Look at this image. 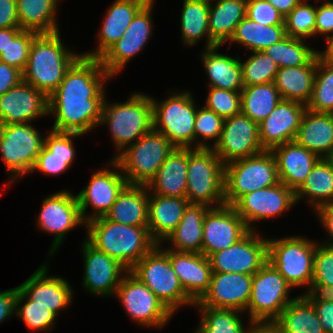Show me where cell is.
Instances as JSON below:
<instances>
[{"label":"cell","mask_w":333,"mask_h":333,"mask_svg":"<svg viewBox=\"0 0 333 333\" xmlns=\"http://www.w3.org/2000/svg\"><path fill=\"white\" fill-rule=\"evenodd\" d=\"M112 78L100 59L81 55L48 96V116L55 119L51 130L84 135L98 127L106 98L104 87Z\"/></svg>","instance_id":"obj_1"},{"label":"cell","mask_w":333,"mask_h":333,"mask_svg":"<svg viewBox=\"0 0 333 333\" xmlns=\"http://www.w3.org/2000/svg\"><path fill=\"white\" fill-rule=\"evenodd\" d=\"M85 229V240L91 246L113 257L127 270L157 245L148 227L128 226L108 220L105 216L89 220Z\"/></svg>","instance_id":"obj_2"},{"label":"cell","mask_w":333,"mask_h":333,"mask_svg":"<svg viewBox=\"0 0 333 333\" xmlns=\"http://www.w3.org/2000/svg\"><path fill=\"white\" fill-rule=\"evenodd\" d=\"M61 32L39 34L32 42L22 80L47 97L60 85L67 70L82 55L66 47Z\"/></svg>","instance_id":"obj_3"},{"label":"cell","mask_w":333,"mask_h":333,"mask_svg":"<svg viewBox=\"0 0 333 333\" xmlns=\"http://www.w3.org/2000/svg\"><path fill=\"white\" fill-rule=\"evenodd\" d=\"M130 95L120 103H111L106 97L103 104L98 127L105 125L109 128L113 147L116 148L112 159L153 128L151 96L142 92Z\"/></svg>","instance_id":"obj_4"},{"label":"cell","mask_w":333,"mask_h":333,"mask_svg":"<svg viewBox=\"0 0 333 333\" xmlns=\"http://www.w3.org/2000/svg\"><path fill=\"white\" fill-rule=\"evenodd\" d=\"M189 90L168 93L158 102L151 96L153 129L177 148H195L194 123L197 106Z\"/></svg>","instance_id":"obj_5"},{"label":"cell","mask_w":333,"mask_h":333,"mask_svg":"<svg viewBox=\"0 0 333 333\" xmlns=\"http://www.w3.org/2000/svg\"><path fill=\"white\" fill-rule=\"evenodd\" d=\"M225 164L212 148H189L186 198L190 204L225 203Z\"/></svg>","instance_id":"obj_6"},{"label":"cell","mask_w":333,"mask_h":333,"mask_svg":"<svg viewBox=\"0 0 333 333\" xmlns=\"http://www.w3.org/2000/svg\"><path fill=\"white\" fill-rule=\"evenodd\" d=\"M175 315L182 306L195 303L187 296L169 257L156 245L130 270Z\"/></svg>","instance_id":"obj_7"},{"label":"cell","mask_w":333,"mask_h":333,"mask_svg":"<svg viewBox=\"0 0 333 333\" xmlns=\"http://www.w3.org/2000/svg\"><path fill=\"white\" fill-rule=\"evenodd\" d=\"M295 235L267 238L268 262L284 277L293 289L310 288L313 278V258L316 241Z\"/></svg>","instance_id":"obj_8"},{"label":"cell","mask_w":333,"mask_h":333,"mask_svg":"<svg viewBox=\"0 0 333 333\" xmlns=\"http://www.w3.org/2000/svg\"><path fill=\"white\" fill-rule=\"evenodd\" d=\"M175 146L153 128L114 160L130 185H148Z\"/></svg>","instance_id":"obj_9"},{"label":"cell","mask_w":333,"mask_h":333,"mask_svg":"<svg viewBox=\"0 0 333 333\" xmlns=\"http://www.w3.org/2000/svg\"><path fill=\"white\" fill-rule=\"evenodd\" d=\"M45 146L43 136L32 123L0 125V154L6 172L10 174L8 184L31 173L37 156Z\"/></svg>","instance_id":"obj_10"},{"label":"cell","mask_w":333,"mask_h":333,"mask_svg":"<svg viewBox=\"0 0 333 333\" xmlns=\"http://www.w3.org/2000/svg\"><path fill=\"white\" fill-rule=\"evenodd\" d=\"M279 183L271 151L238 159L225 165V203L234 205L243 195Z\"/></svg>","instance_id":"obj_11"},{"label":"cell","mask_w":333,"mask_h":333,"mask_svg":"<svg viewBox=\"0 0 333 333\" xmlns=\"http://www.w3.org/2000/svg\"><path fill=\"white\" fill-rule=\"evenodd\" d=\"M293 287L266 262L252 275L251 297L245 313L249 322L275 321L297 296L290 298Z\"/></svg>","instance_id":"obj_12"},{"label":"cell","mask_w":333,"mask_h":333,"mask_svg":"<svg viewBox=\"0 0 333 333\" xmlns=\"http://www.w3.org/2000/svg\"><path fill=\"white\" fill-rule=\"evenodd\" d=\"M126 315L140 327L163 329L174 316L157 296L129 270L124 274L114 295Z\"/></svg>","instance_id":"obj_13"},{"label":"cell","mask_w":333,"mask_h":333,"mask_svg":"<svg viewBox=\"0 0 333 333\" xmlns=\"http://www.w3.org/2000/svg\"><path fill=\"white\" fill-rule=\"evenodd\" d=\"M41 210L37 218V228L46 234L53 235V241L48 250V256L59 251L60 246L66 240V235L81 225L85 227L78 198L69 190H58L52 195L43 198Z\"/></svg>","instance_id":"obj_14"},{"label":"cell","mask_w":333,"mask_h":333,"mask_svg":"<svg viewBox=\"0 0 333 333\" xmlns=\"http://www.w3.org/2000/svg\"><path fill=\"white\" fill-rule=\"evenodd\" d=\"M89 180L76 195L85 222L105 216L128 185L121 167L114 159H109L105 167L94 171ZM89 207L92 209L91 212L87 210Z\"/></svg>","instance_id":"obj_15"},{"label":"cell","mask_w":333,"mask_h":333,"mask_svg":"<svg viewBox=\"0 0 333 333\" xmlns=\"http://www.w3.org/2000/svg\"><path fill=\"white\" fill-rule=\"evenodd\" d=\"M267 238L249 230L234 245L209 257L212 271L253 275L268 261Z\"/></svg>","instance_id":"obj_16"},{"label":"cell","mask_w":333,"mask_h":333,"mask_svg":"<svg viewBox=\"0 0 333 333\" xmlns=\"http://www.w3.org/2000/svg\"><path fill=\"white\" fill-rule=\"evenodd\" d=\"M155 0H150L133 18L122 37L99 59L103 68L117 76L126 64L146 47L153 33L152 12Z\"/></svg>","instance_id":"obj_17"},{"label":"cell","mask_w":333,"mask_h":333,"mask_svg":"<svg viewBox=\"0 0 333 333\" xmlns=\"http://www.w3.org/2000/svg\"><path fill=\"white\" fill-rule=\"evenodd\" d=\"M295 205V192L279 182L276 185L243 195L233 207L248 229L256 230L253 223L286 214Z\"/></svg>","instance_id":"obj_18"},{"label":"cell","mask_w":333,"mask_h":333,"mask_svg":"<svg viewBox=\"0 0 333 333\" xmlns=\"http://www.w3.org/2000/svg\"><path fill=\"white\" fill-rule=\"evenodd\" d=\"M212 149L225 165L265 151L260 142L259 123L242 113L224 119L220 139Z\"/></svg>","instance_id":"obj_19"},{"label":"cell","mask_w":333,"mask_h":333,"mask_svg":"<svg viewBox=\"0 0 333 333\" xmlns=\"http://www.w3.org/2000/svg\"><path fill=\"white\" fill-rule=\"evenodd\" d=\"M248 227L232 205L210 207L204 216L202 254H212L234 245L247 232Z\"/></svg>","instance_id":"obj_20"},{"label":"cell","mask_w":333,"mask_h":333,"mask_svg":"<svg viewBox=\"0 0 333 333\" xmlns=\"http://www.w3.org/2000/svg\"><path fill=\"white\" fill-rule=\"evenodd\" d=\"M83 279L86 291L102 297L114 296L122 277L128 271L113 257L98 251L86 240L82 244Z\"/></svg>","instance_id":"obj_21"},{"label":"cell","mask_w":333,"mask_h":333,"mask_svg":"<svg viewBox=\"0 0 333 333\" xmlns=\"http://www.w3.org/2000/svg\"><path fill=\"white\" fill-rule=\"evenodd\" d=\"M48 116V97L24 80L0 96V125L31 123Z\"/></svg>","instance_id":"obj_22"},{"label":"cell","mask_w":333,"mask_h":333,"mask_svg":"<svg viewBox=\"0 0 333 333\" xmlns=\"http://www.w3.org/2000/svg\"><path fill=\"white\" fill-rule=\"evenodd\" d=\"M40 265L18 288L31 300L33 305H41L57 317L72 303L74 289L65 278L48 275V264Z\"/></svg>","instance_id":"obj_23"},{"label":"cell","mask_w":333,"mask_h":333,"mask_svg":"<svg viewBox=\"0 0 333 333\" xmlns=\"http://www.w3.org/2000/svg\"><path fill=\"white\" fill-rule=\"evenodd\" d=\"M251 286L252 275L213 272L207 292L193 307L234 309L245 314Z\"/></svg>","instance_id":"obj_24"},{"label":"cell","mask_w":333,"mask_h":333,"mask_svg":"<svg viewBox=\"0 0 333 333\" xmlns=\"http://www.w3.org/2000/svg\"><path fill=\"white\" fill-rule=\"evenodd\" d=\"M305 110L306 105L303 103L282 99L267 118L259 123L263 149L271 151L286 142L295 141Z\"/></svg>","instance_id":"obj_25"},{"label":"cell","mask_w":333,"mask_h":333,"mask_svg":"<svg viewBox=\"0 0 333 333\" xmlns=\"http://www.w3.org/2000/svg\"><path fill=\"white\" fill-rule=\"evenodd\" d=\"M168 257L187 296L198 302L207 292L213 274L208 257L196 252H177L157 245Z\"/></svg>","instance_id":"obj_26"},{"label":"cell","mask_w":333,"mask_h":333,"mask_svg":"<svg viewBox=\"0 0 333 333\" xmlns=\"http://www.w3.org/2000/svg\"><path fill=\"white\" fill-rule=\"evenodd\" d=\"M150 0H115L105 13L100 31L95 36L98 45L89 52L82 53L89 58H100L127 30L136 14Z\"/></svg>","instance_id":"obj_27"},{"label":"cell","mask_w":333,"mask_h":333,"mask_svg":"<svg viewBox=\"0 0 333 333\" xmlns=\"http://www.w3.org/2000/svg\"><path fill=\"white\" fill-rule=\"evenodd\" d=\"M271 152L276 160L279 182L294 192L303 184L313 167L321 159L296 141L279 145Z\"/></svg>","instance_id":"obj_28"},{"label":"cell","mask_w":333,"mask_h":333,"mask_svg":"<svg viewBox=\"0 0 333 333\" xmlns=\"http://www.w3.org/2000/svg\"><path fill=\"white\" fill-rule=\"evenodd\" d=\"M45 135V146L37 156L31 173L37 170L47 176L61 175L74 163L76 149L73 139L83 135L53 130Z\"/></svg>","instance_id":"obj_29"},{"label":"cell","mask_w":333,"mask_h":333,"mask_svg":"<svg viewBox=\"0 0 333 333\" xmlns=\"http://www.w3.org/2000/svg\"><path fill=\"white\" fill-rule=\"evenodd\" d=\"M189 204L187 198L165 197L149 192L148 232L157 245L162 244L178 226Z\"/></svg>","instance_id":"obj_30"},{"label":"cell","mask_w":333,"mask_h":333,"mask_svg":"<svg viewBox=\"0 0 333 333\" xmlns=\"http://www.w3.org/2000/svg\"><path fill=\"white\" fill-rule=\"evenodd\" d=\"M189 148H177L168 155L148 183L150 193L165 197L186 198Z\"/></svg>","instance_id":"obj_31"},{"label":"cell","mask_w":333,"mask_h":333,"mask_svg":"<svg viewBox=\"0 0 333 333\" xmlns=\"http://www.w3.org/2000/svg\"><path fill=\"white\" fill-rule=\"evenodd\" d=\"M221 46L203 49L201 62L208 77V86L229 91H238L244 88L240 56L218 53Z\"/></svg>","instance_id":"obj_32"},{"label":"cell","mask_w":333,"mask_h":333,"mask_svg":"<svg viewBox=\"0 0 333 333\" xmlns=\"http://www.w3.org/2000/svg\"><path fill=\"white\" fill-rule=\"evenodd\" d=\"M295 141L320 158H327L333 151V113H316L306 109Z\"/></svg>","instance_id":"obj_33"},{"label":"cell","mask_w":333,"mask_h":333,"mask_svg":"<svg viewBox=\"0 0 333 333\" xmlns=\"http://www.w3.org/2000/svg\"><path fill=\"white\" fill-rule=\"evenodd\" d=\"M148 203L149 190L146 185L128 184L105 217L128 226L148 227Z\"/></svg>","instance_id":"obj_34"},{"label":"cell","mask_w":333,"mask_h":333,"mask_svg":"<svg viewBox=\"0 0 333 333\" xmlns=\"http://www.w3.org/2000/svg\"><path fill=\"white\" fill-rule=\"evenodd\" d=\"M210 207L205 204H189L174 231L163 242L170 243L166 248L177 252L202 253L203 221Z\"/></svg>","instance_id":"obj_35"},{"label":"cell","mask_w":333,"mask_h":333,"mask_svg":"<svg viewBox=\"0 0 333 333\" xmlns=\"http://www.w3.org/2000/svg\"><path fill=\"white\" fill-rule=\"evenodd\" d=\"M316 67L317 54L306 65L279 68L274 84L281 98L307 105L312 96Z\"/></svg>","instance_id":"obj_36"},{"label":"cell","mask_w":333,"mask_h":333,"mask_svg":"<svg viewBox=\"0 0 333 333\" xmlns=\"http://www.w3.org/2000/svg\"><path fill=\"white\" fill-rule=\"evenodd\" d=\"M247 0H210L208 29L218 46L227 43L236 26L246 16Z\"/></svg>","instance_id":"obj_37"},{"label":"cell","mask_w":333,"mask_h":333,"mask_svg":"<svg viewBox=\"0 0 333 333\" xmlns=\"http://www.w3.org/2000/svg\"><path fill=\"white\" fill-rule=\"evenodd\" d=\"M19 27L39 34L60 32L57 22L59 0H16Z\"/></svg>","instance_id":"obj_38"},{"label":"cell","mask_w":333,"mask_h":333,"mask_svg":"<svg viewBox=\"0 0 333 333\" xmlns=\"http://www.w3.org/2000/svg\"><path fill=\"white\" fill-rule=\"evenodd\" d=\"M307 199L308 206L318 207L333 203V165L321 158L313 167L303 184L295 191L296 204Z\"/></svg>","instance_id":"obj_39"},{"label":"cell","mask_w":333,"mask_h":333,"mask_svg":"<svg viewBox=\"0 0 333 333\" xmlns=\"http://www.w3.org/2000/svg\"><path fill=\"white\" fill-rule=\"evenodd\" d=\"M210 0H184L180 16L181 40L186 46H195L206 37V48L217 46L208 29Z\"/></svg>","instance_id":"obj_40"},{"label":"cell","mask_w":333,"mask_h":333,"mask_svg":"<svg viewBox=\"0 0 333 333\" xmlns=\"http://www.w3.org/2000/svg\"><path fill=\"white\" fill-rule=\"evenodd\" d=\"M285 25H263L245 16L236 26L228 41L229 49L235 43L250 52L264 51L266 48L285 38Z\"/></svg>","instance_id":"obj_41"},{"label":"cell","mask_w":333,"mask_h":333,"mask_svg":"<svg viewBox=\"0 0 333 333\" xmlns=\"http://www.w3.org/2000/svg\"><path fill=\"white\" fill-rule=\"evenodd\" d=\"M283 333H325L313 304L299 294L274 321Z\"/></svg>","instance_id":"obj_42"},{"label":"cell","mask_w":333,"mask_h":333,"mask_svg":"<svg viewBox=\"0 0 333 333\" xmlns=\"http://www.w3.org/2000/svg\"><path fill=\"white\" fill-rule=\"evenodd\" d=\"M281 100L274 82L244 86L241 90V113L260 123Z\"/></svg>","instance_id":"obj_43"},{"label":"cell","mask_w":333,"mask_h":333,"mask_svg":"<svg viewBox=\"0 0 333 333\" xmlns=\"http://www.w3.org/2000/svg\"><path fill=\"white\" fill-rule=\"evenodd\" d=\"M201 314L194 333H247L243 313L234 309L197 307Z\"/></svg>","instance_id":"obj_44"},{"label":"cell","mask_w":333,"mask_h":333,"mask_svg":"<svg viewBox=\"0 0 333 333\" xmlns=\"http://www.w3.org/2000/svg\"><path fill=\"white\" fill-rule=\"evenodd\" d=\"M305 41L287 35L263 52L269 55L279 68L303 66L317 54V50L309 47Z\"/></svg>","instance_id":"obj_45"},{"label":"cell","mask_w":333,"mask_h":333,"mask_svg":"<svg viewBox=\"0 0 333 333\" xmlns=\"http://www.w3.org/2000/svg\"><path fill=\"white\" fill-rule=\"evenodd\" d=\"M306 109L316 113H333V65L318 57L312 96Z\"/></svg>","instance_id":"obj_46"},{"label":"cell","mask_w":333,"mask_h":333,"mask_svg":"<svg viewBox=\"0 0 333 333\" xmlns=\"http://www.w3.org/2000/svg\"><path fill=\"white\" fill-rule=\"evenodd\" d=\"M15 317L20 318L24 324L32 330L50 332L55 328L56 315L41 305H33L19 288L16 298Z\"/></svg>","instance_id":"obj_47"},{"label":"cell","mask_w":333,"mask_h":333,"mask_svg":"<svg viewBox=\"0 0 333 333\" xmlns=\"http://www.w3.org/2000/svg\"><path fill=\"white\" fill-rule=\"evenodd\" d=\"M240 65L244 86L274 82L279 70L277 63L263 51L252 52L243 62L240 58Z\"/></svg>","instance_id":"obj_48"},{"label":"cell","mask_w":333,"mask_h":333,"mask_svg":"<svg viewBox=\"0 0 333 333\" xmlns=\"http://www.w3.org/2000/svg\"><path fill=\"white\" fill-rule=\"evenodd\" d=\"M203 107L196 111L194 123L195 148H213L219 141L223 129L224 119L214 111ZM207 141V142H206ZM209 141L214 143L210 144Z\"/></svg>","instance_id":"obj_49"},{"label":"cell","mask_w":333,"mask_h":333,"mask_svg":"<svg viewBox=\"0 0 333 333\" xmlns=\"http://www.w3.org/2000/svg\"><path fill=\"white\" fill-rule=\"evenodd\" d=\"M309 1L301 0L284 18L286 35L302 39L315 36L316 6Z\"/></svg>","instance_id":"obj_50"},{"label":"cell","mask_w":333,"mask_h":333,"mask_svg":"<svg viewBox=\"0 0 333 333\" xmlns=\"http://www.w3.org/2000/svg\"><path fill=\"white\" fill-rule=\"evenodd\" d=\"M39 33L22 30L16 37H9V43L5 50L0 54V61L24 71L33 40Z\"/></svg>","instance_id":"obj_51"},{"label":"cell","mask_w":333,"mask_h":333,"mask_svg":"<svg viewBox=\"0 0 333 333\" xmlns=\"http://www.w3.org/2000/svg\"><path fill=\"white\" fill-rule=\"evenodd\" d=\"M204 106L223 119L241 113V92L208 87Z\"/></svg>","instance_id":"obj_52"},{"label":"cell","mask_w":333,"mask_h":333,"mask_svg":"<svg viewBox=\"0 0 333 333\" xmlns=\"http://www.w3.org/2000/svg\"><path fill=\"white\" fill-rule=\"evenodd\" d=\"M312 283L333 287V247L316 241Z\"/></svg>","instance_id":"obj_53"},{"label":"cell","mask_w":333,"mask_h":333,"mask_svg":"<svg viewBox=\"0 0 333 333\" xmlns=\"http://www.w3.org/2000/svg\"><path fill=\"white\" fill-rule=\"evenodd\" d=\"M246 16L265 26L285 25L284 17L270 2L265 0H247Z\"/></svg>","instance_id":"obj_54"},{"label":"cell","mask_w":333,"mask_h":333,"mask_svg":"<svg viewBox=\"0 0 333 333\" xmlns=\"http://www.w3.org/2000/svg\"><path fill=\"white\" fill-rule=\"evenodd\" d=\"M314 2H316L315 35L327 38L333 34V1L324 0L320 6L317 5L320 1Z\"/></svg>","instance_id":"obj_55"},{"label":"cell","mask_w":333,"mask_h":333,"mask_svg":"<svg viewBox=\"0 0 333 333\" xmlns=\"http://www.w3.org/2000/svg\"><path fill=\"white\" fill-rule=\"evenodd\" d=\"M314 212L329 237L323 241L321 240V244L333 247V203L322 205Z\"/></svg>","instance_id":"obj_56"},{"label":"cell","mask_w":333,"mask_h":333,"mask_svg":"<svg viewBox=\"0 0 333 333\" xmlns=\"http://www.w3.org/2000/svg\"><path fill=\"white\" fill-rule=\"evenodd\" d=\"M18 286L0 291V323L15 316Z\"/></svg>","instance_id":"obj_57"},{"label":"cell","mask_w":333,"mask_h":333,"mask_svg":"<svg viewBox=\"0 0 333 333\" xmlns=\"http://www.w3.org/2000/svg\"><path fill=\"white\" fill-rule=\"evenodd\" d=\"M19 27L16 0H0V28Z\"/></svg>","instance_id":"obj_58"},{"label":"cell","mask_w":333,"mask_h":333,"mask_svg":"<svg viewBox=\"0 0 333 333\" xmlns=\"http://www.w3.org/2000/svg\"><path fill=\"white\" fill-rule=\"evenodd\" d=\"M22 81V72L0 61V96Z\"/></svg>","instance_id":"obj_59"},{"label":"cell","mask_w":333,"mask_h":333,"mask_svg":"<svg viewBox=\"0 0 333 333\" xmlns=\"http://www.w3.org/2000/svg\"><path fill=\"white\" fill-rule=\"evenodd\" d=\"M303 294L310 302H333V287L312 283L310 288Z\"/></svg>","instance_id":"obj_60"},{"label":"cell","mask_w":333,"mask_h":333,"mask_svg":"<svg viewBox=\"0 0 333 333\" xmlns=\"http://www.w3.org/2000/svg\"><path fill=\"white\" fill-rule=\"evenodd\" d=\"M325 333H333V302H311Z\"/></svg>","instance_id":"obj_61"},{"label":"cell","mask_w":333,"mask_h":333,"mask_svg":"<svg viewBox=\"0 0 333 333\" xmlns=\"http://www.w3.org/2000/svg\"><path fill=\"white\" fill-rule=\"evenodd\" d=\"M247 333H283L274 321L249 322Z\"/></svg>","instance_id":"obj_62"},{"label":"cell","mask_w":333,"mask_h":333,"mask_svg":"<svg viewBox=\"0 0 333 333\" xmlns=\"http://www.w3.org/2000/svg\"><path fill=\"white\" fill-rule=\"evenodd\" d=\"M270 2L279 13L285 18L301 0H265Z\"/></svg>","instance_id":"obj_63"},{"label":"cell","mask_w":333,"mask_h":333,"mask_svg":"<svg viewBox=\"0 0 333 333\" xmlns=\"http://www.w3.org/2000/svg\"><path fill=\"white\" fill-rule=\"evenodd\" d=\"M21 31L20 27L0 28V54L8 46L9 37H16Z\"/></svg>","instance_id":"obj_64"},{"label":"cell","mask_w":333,"mask_h":333,"mask_svg":"<svg viewBox=\"0 0 333 333\" xmlns=\"http://www.w3.org/2000/svg\"><path fill=\"white\" fill-rule=\"evenodd\" d=\"M324 39L327 46L324 51L317 50V57L319 60L333 65V34Z\"/></svg>","instance_id":"obj_65"},{"label":"cell","mask_w":333,"mask_h":333,"mask_svg":"<svg viewBox=\"0 0 333 333\" xmlns=\"http://www.w3.org/2000/svg\"><path fill=\"white\" fill-rule=\"evenodd\" d=\"M326 159L333 165V151L330 153V155Z\"/></svg>","instance_id":"obj_66"}]
</instances>
